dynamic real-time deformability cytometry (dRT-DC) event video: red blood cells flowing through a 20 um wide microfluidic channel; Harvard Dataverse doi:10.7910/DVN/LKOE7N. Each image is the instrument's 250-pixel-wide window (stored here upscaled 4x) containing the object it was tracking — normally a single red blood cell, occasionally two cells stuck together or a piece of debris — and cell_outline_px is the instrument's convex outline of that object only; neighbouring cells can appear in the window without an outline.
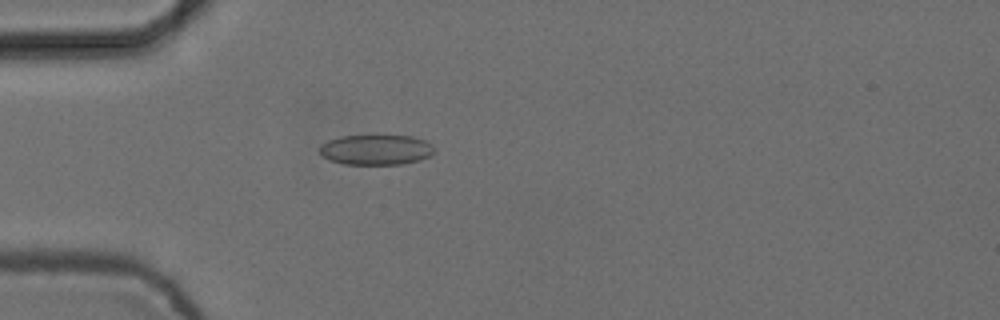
{"species": "common noctule bat (a hibernating species)", "species_latin": "Nyctalus noctula", "temperature_condition": "cold", "stored_images_in_passage": 4, "camera_frame_rate_fps": 3000, "um_per_image_px": 0.085, "animal": {"sex": "female", "body_mass_g": 24.6, "forearm_length_mm": 56.2}, "frame": {"image": 1, "passage_image": 4, "time_ms": 1.0, "image_size_px": [1000, 320], "cell_outline_px": [[432, 156], [420, 160], [404, 164], [344, 164], [328, 160], [320, 156], [320, 144], [328, 140], [340, 136], [376, 132], [412, 136], [424, 140], [432, 144]], "centroid_in_image_um": [31.93, 12.67], "position_along_channel_um": 53.1, "area_um2": 21.33}}